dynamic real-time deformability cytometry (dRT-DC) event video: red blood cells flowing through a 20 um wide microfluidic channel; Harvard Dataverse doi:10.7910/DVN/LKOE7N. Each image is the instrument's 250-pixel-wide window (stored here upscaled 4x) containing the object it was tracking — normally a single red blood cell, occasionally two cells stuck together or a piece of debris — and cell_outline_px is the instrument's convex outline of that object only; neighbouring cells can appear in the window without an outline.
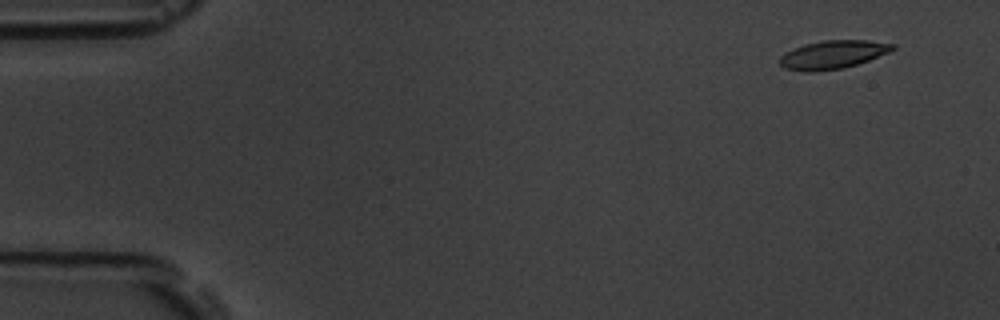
{"species": "common noctule bat (a hibernating species)", "species_latin": "Nyctalus noctula", "temperature_condition": "room temperature", "stored_images_in_passage": 4, "camera_frame_rate_fps": 3000, "um_per_image_px": 0.085, "animal": {"sex": "male", "body_mass_g": 19.5, "forearm_length_mm": 54.6}, "frame": {"image": 1, "passage_image": 1, "time_ms": 0.0, "image_size_px": [1000, 320], "cell_outline_px": [[896, 48], [888, 52], [868, 60], [844, 68], [812, 72], [804, 72], [784, 68], [780, 64], [780, 56], [784, 52], [804, 44], [824, 40], [868, 40], [896, 44]], "centroid_in_image_um": [70.77, 4.64], "position_along_channel_um": 14.2, "area_um2": 18.67}}
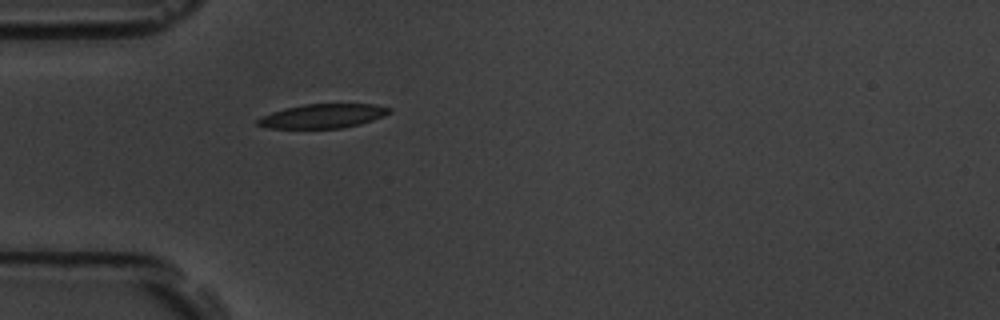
{"frame": {"image": 2, "passage_image": 4, "time_ms": 4.333, "image_size_px": [1000, 320], "cell_outline_px": [[392, 112], [384, 116], [360, 124], [340, 128], [268, 128], [256, 124], [256, 120], [272, 112], [284, 108], [304, 104], [376, 104], [392, 108]], "centroid_in_image_um": [27.47, 9.85], "position_along_channel_um": 57.5, "area_um2": 18.5}}